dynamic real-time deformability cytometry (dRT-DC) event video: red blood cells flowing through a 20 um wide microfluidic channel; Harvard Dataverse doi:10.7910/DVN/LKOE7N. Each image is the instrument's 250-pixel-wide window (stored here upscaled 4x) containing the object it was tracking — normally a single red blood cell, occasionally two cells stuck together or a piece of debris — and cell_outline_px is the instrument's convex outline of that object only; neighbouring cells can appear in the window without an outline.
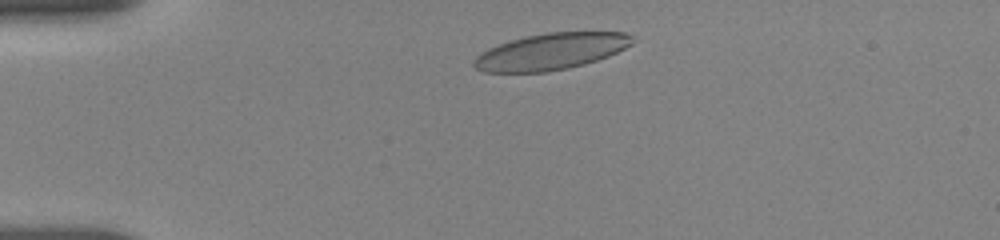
{"species": "human", "species_latin": "Homo sapiens", "temperature_condition": "room temperature", "stored_images_in_passage": 47, "camera_frame_rate_fps": 3000, "um_per_image_px": 0.085, "donor": {"sex": "female"}, "frame": {"image": 1, "passage_image": 4, "time_ms": 1.0, "image_size_px": [1000, 240], "cell_outline_px": [[632, 44], [608, 56], [584, 64], [568, 68], [548, 72], [484, 72], [476, 68], [472, 64], [472, 60], [476, 56], [488, 48], [512, 40], [528, 36], [548, 32], [624, 32], [632, 36]], "centroid_in_image_um": [46.8, 4.38], "position_along_channel_um": 38.2, "area_um2": 33.41}}
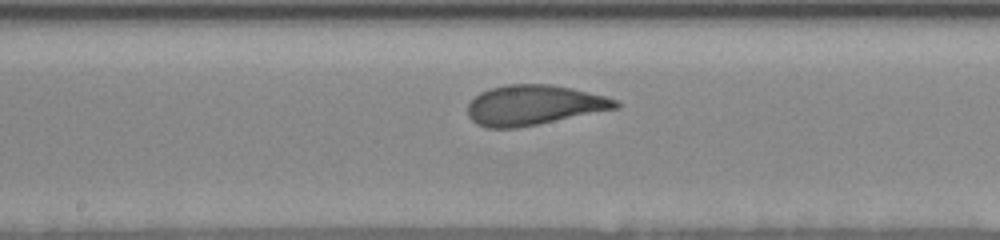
{"frame": {"image": 2, "passage_image": 21, "time_ms": 6.667, "image_size_px": [1000, 240], "cell_outline_px": [[620, 108], [516, 128], [484, 128], [476, 124], [468, 116], [468, 104], [480, 92], [504, 84], [548, 84], [572, 88], [604, 96], [616, 100], [620, 104]], "centroid_in_image_um": [45.36, 8.94], "position_along_channel_um": 202.8, "area_um2": 34.39}}
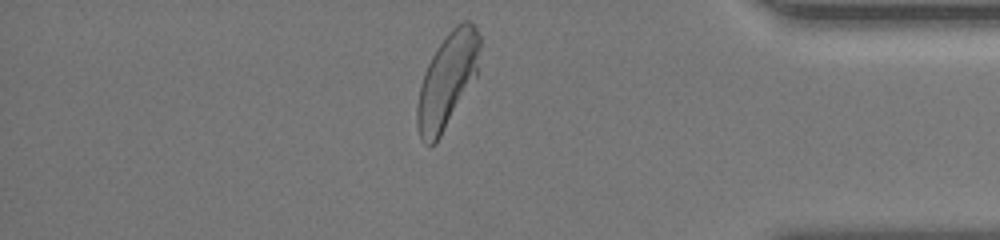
{"frame": {"image": 3, "passage_image": 39, "time_ms": 12.667, "image_size_px": [1000, 240], "cell_outline_px": [[480, 48], [476, 76], [436, 144], [428, 148], [420, 140], [416, 124], [416, 104], [420, 84], [424, 72], [436, 48], [444, 36], [456, 24], [464, 20], [472, 20], [476, 24], [480, 36]], "centroid_in_image_um": [37.99, 6.84], "position_along_channel_um": 397.2, "area_um2": 35.03}, "authors_computed_cell_mechanics": {"area_um2": 35.0268, "velocity_mm_per_s": 3.6362, "shape_relaxation_time_tau1_ms": 3.6423, "shape_relaxation_time_tau2_ms": 0.8049, "deformation_change_tau1": 0.1445, "deformation_change_tau2": 0.0708}}